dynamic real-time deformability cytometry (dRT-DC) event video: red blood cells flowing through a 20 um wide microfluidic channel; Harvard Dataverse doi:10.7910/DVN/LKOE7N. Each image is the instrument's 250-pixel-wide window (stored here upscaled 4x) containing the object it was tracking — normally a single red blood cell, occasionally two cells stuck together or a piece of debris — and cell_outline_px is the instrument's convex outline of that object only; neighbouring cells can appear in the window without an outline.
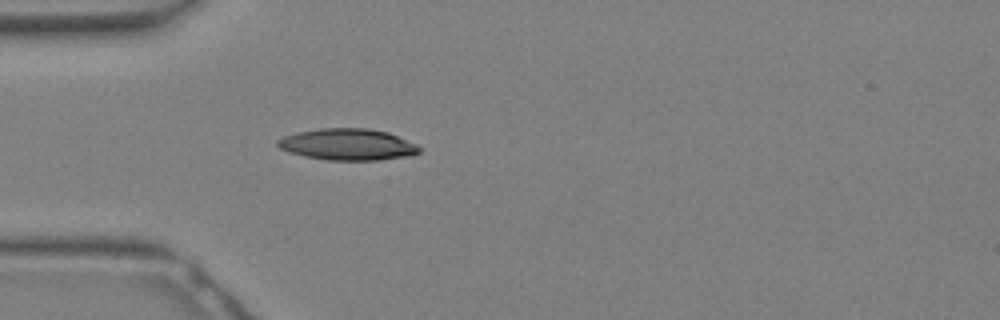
{"species": "Egyptian fruit bat (a non-hibernating species)", "species_latin": "Rousettus aegyptiacus", "temperature_condition": "warm", "stored_images_in_passage": 9, "camera_frame_rate_fps": 3000, "um_per_image_px": 0.085, "animal": {"sex": "female"}, "frame": {"image": 1, "passage_image": 3, "time_ms": 0.667, "image_size_px": [1000, 320], "cell_outline_px": [[424, 148], [420, 152], [412, 156], [380, 160], [328, 160], [304, 156], [288, 152], [280, 148], [276, 144], [276, 140], [284, 136], [300, 132], [320, 128], [368, 128], [388, 132], [416, 144]], "centroid_in_image_um": [29.59, 12.28], "position_along_channel_um": 55.4, "area_um2": 26.18}}
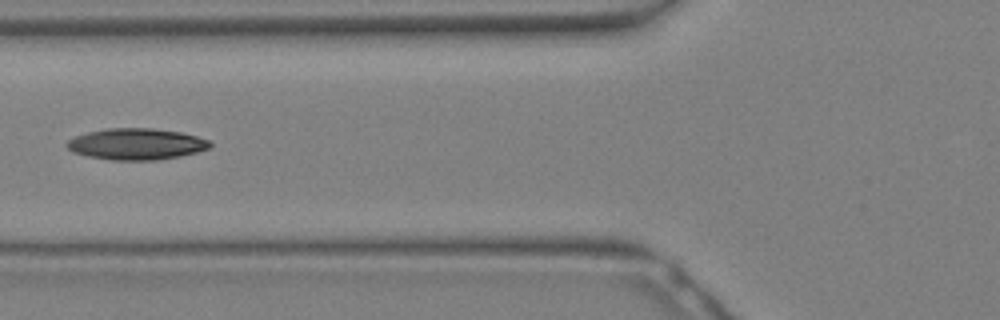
{"frame": {"image": 2, "passage_image": 6, "time_ms": 1.667, "image_size_px": [1000, 320], "cell_outline_px": [[212, 144], [208, 148], [196, 152], [180, 156], [156, 160], [112, 160], [88, 156], [72, 152], [64, 144], [68, 140], [76, 136], [88, 132], [104, 128], [152, 128], [180, 132], [196, 136], [208, 140]], "centroid_in_image_um": [11.55, 12.24], "position_along_channel_um": 114.2, "area_um2": 26.07}}
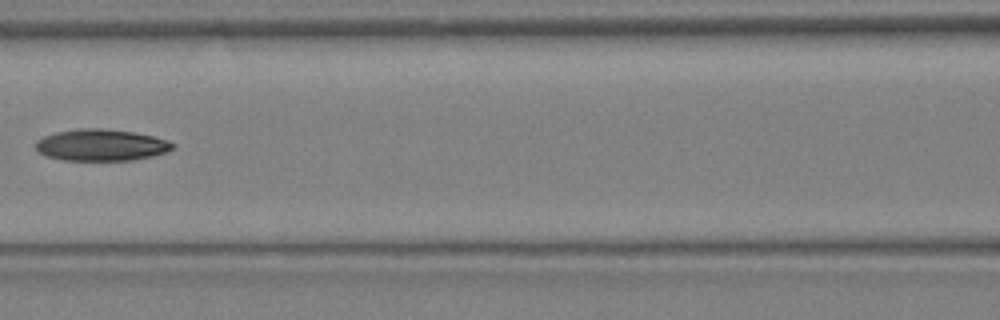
{"frame": {"image": 3, "passage_image": 8, "time_ms": 2.333, "image_size_px": [1000, 320], "cell_outline_px": [[176, 144], [172, 148], [164, 152], [152, 156], [132, 160], [64, 160], [48, 156], [40, 152], [36, 148], [36, 140], [44, 136], [56, 132], [76, 128], [104, 128], [136, 132], [168, 140]], "centroid_in_image_um": [8.6, 12.31], "position_along_channel_um": 158.0, "area_um2": 25.2}}